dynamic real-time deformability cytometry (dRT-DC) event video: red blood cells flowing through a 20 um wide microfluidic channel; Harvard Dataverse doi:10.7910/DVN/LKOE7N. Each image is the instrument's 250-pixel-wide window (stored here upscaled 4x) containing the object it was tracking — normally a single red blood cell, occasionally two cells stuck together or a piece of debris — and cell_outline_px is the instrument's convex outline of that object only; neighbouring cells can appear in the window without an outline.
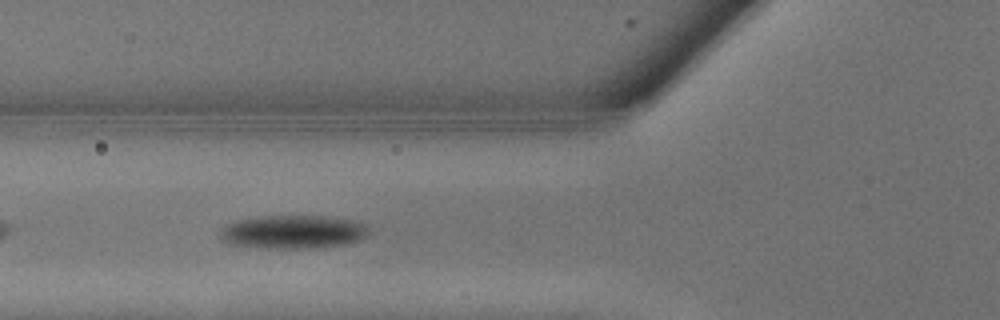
{"species": "common noctule bat (a hibernating species)", "species_latin": "Nyctalus noctula", "temperature_condition": "warm", "stored_images_in_passage": 8, "camera_frame_rate_fps": 3000, "um_per_image_px": 0.085, "animal": {"sex": "male", "body_mass_g": 13.3}, "frame": {"image": 1, "passage_image": 5, "time_ms": 1.333, "image_size_px": [1000, 320], "cell_outline_px": [[368, 232], [364, 240], [352, 244], [320, 248], [260, 248], [232, 244], [220, 240], [220, 228], [224, 224], [236, 220], [260, 216], [332, 216], [356, 220], [368, 224]], "centroid_in_image_um": [24.97, 19.71], "position_along_channel_um": 100.8, "area_um2": 29.94}}
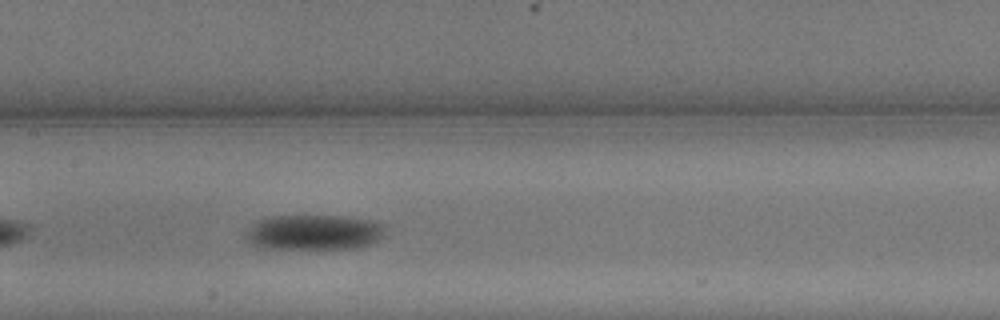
{"frame": {"image": 2, "passage_image": 8, "time_ms": 2.333, "image_size_px": [1000, 320], "cell_outline_px": [[384, 228], [380, 236], [372, 244], [356, 248], [260, 248], [244, 240], [244, 232], [256, 220], [268, 216], [344, 216], [376, 220], [384, 224]], "centroid_in_image_um": [26.62, 19.73], "position_along_channel_um": 180.8, "area_um2": 28.9}}